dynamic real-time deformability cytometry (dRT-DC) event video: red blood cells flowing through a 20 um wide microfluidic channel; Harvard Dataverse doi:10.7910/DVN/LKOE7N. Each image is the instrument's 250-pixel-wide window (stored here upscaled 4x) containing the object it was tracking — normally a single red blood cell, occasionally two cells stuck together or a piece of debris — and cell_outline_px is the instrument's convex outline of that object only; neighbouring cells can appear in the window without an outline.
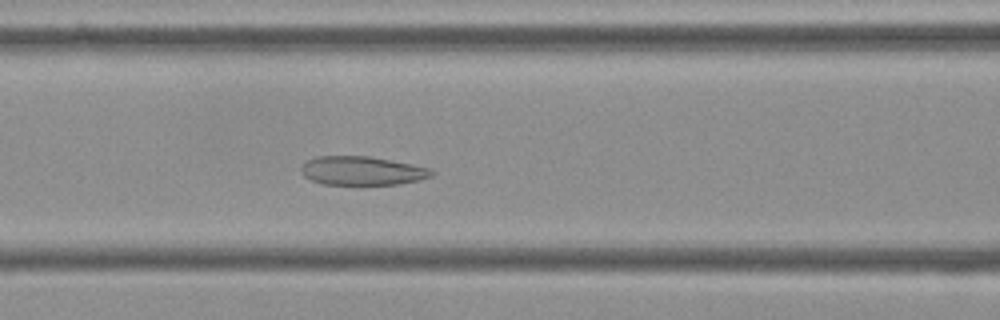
{"species": "Egyptian fruit bat (a non-hibernating species)", "species_latin": "Rousettus aegyptiacus", "temperature_condition": "cold", "stored_images_in_passage": 56, "camera_frame_rate_fps": 3000, "um_per_image_px": 0.085, "frame": {"image": 1, "passage_image": 23, "time_ms": 7.333, "image_size_px": [1000, 320], "cell_outline_px": [[436, 172], [432, 176], [416, 180], [396, 184], [324, 184], [312, 180], [304, 176], [300, 172], [300, 168], [304, 160], [316, 156], [368, 156], [412, 164], [432, 168]], "centroid_in_image_um": [30.74, 14.5], "position_along_channel_um": 135.9, "area_um2": 21.91}}
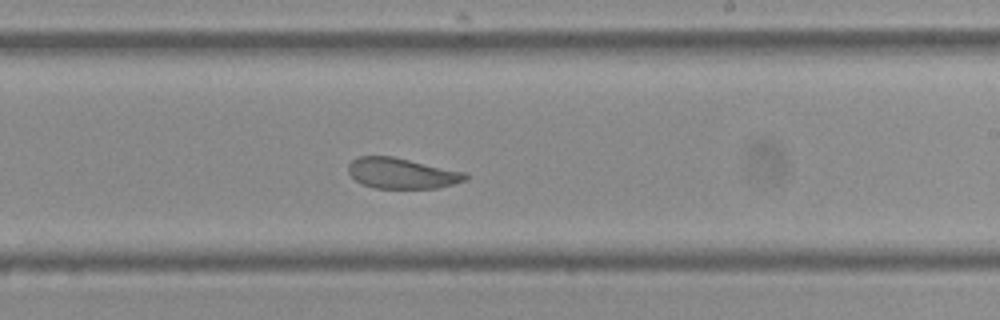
{"frame": {"image": 2, "passage_image": 33, "time_ms": 10.667, "image_size_px": [1000, 320], "cell_outline_px": [[468, 180], [436, 188], [372, 188], [360, 184], [348, 172], [348, 164], [352, 160], [360, 156], [392, 156], [468, 172]], "centroid_in_image_um": [34.17, 14.73], "position_along_channel_um": 254.8, "area_um2": 21.1}}
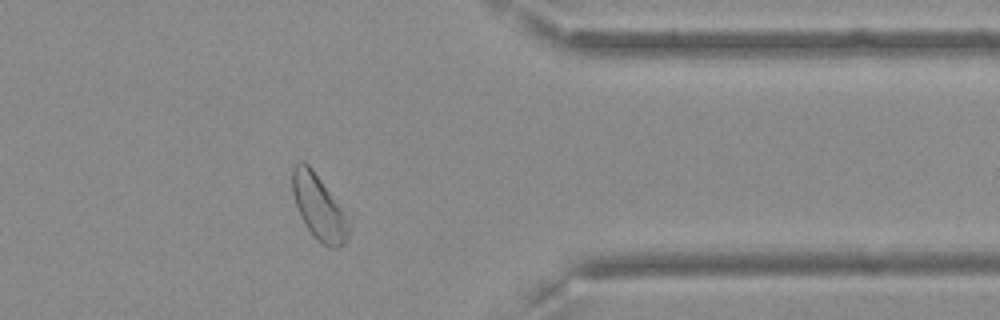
{"frame": {"image": 3, "passage_image": 45, "time_ms": 14.667, "image_size_px": [1000, 320], "cell_outline_px": [[352, 216], [348, 240], [344, 244], [336, 248], [328, 248], [304, 224], [300, 216], [292, 192], [292, 168], [300, 160], [304, 160], [312, 168], [352, 212]], "centroid_in_image_um": [27.23, 17.57], "position_along_channel_um": 384.2, "area_um2": 22.72}, "authors_computed_cell_mechanics": {"area_um2": 24.3338, "velocity_mm_per_s": 3.5795, "shape_relaxation_time_tau1_ms": null, "shape_relaxation_time_tau2_ms": 1.675, "deformation_change_tau1": null, "deformation_change_tau2": 0.0799}}